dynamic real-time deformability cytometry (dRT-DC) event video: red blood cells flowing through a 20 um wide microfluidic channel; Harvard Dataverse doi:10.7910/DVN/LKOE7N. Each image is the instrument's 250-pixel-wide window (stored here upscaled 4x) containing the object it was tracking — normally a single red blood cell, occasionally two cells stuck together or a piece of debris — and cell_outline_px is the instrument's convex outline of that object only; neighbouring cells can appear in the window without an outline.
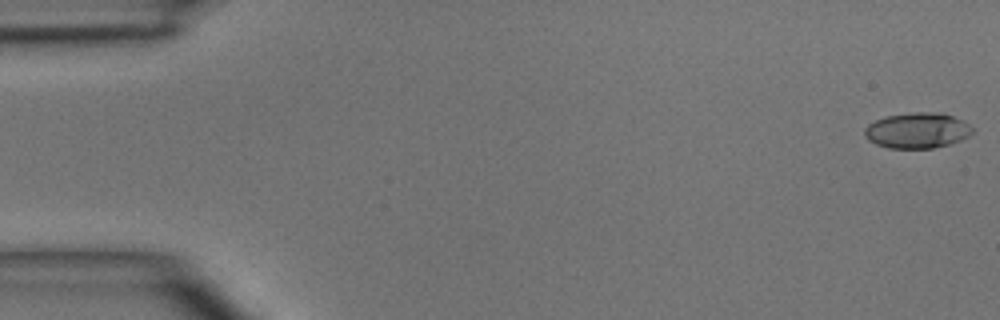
{"species": "common noctule bat (a hibernating species)", "species_latin": "Nyctalus noctula", "temperature_condition": "room temperature", "stored_images_in_passage": 6, "camera_frame_rate_fps": 3000, "um_per_image_px": 0.085, "animal": {"sex": "male", "body_mass_g": 15.6}, "frame": {"image": 1, "passage_image": 1, "time_ms": 0.0, "image_size_px": [1000, 320], "cell_outline_px": [[972, 132], [968, 136], [952, 144], [932, 148], [888, 148], [876, 144], [868, 140], [864, 136], [864, 128], [868, 124], [884, 116], [912, 112], [940, 112], [964, 120], [972, 128]], "centroid_in_image_um": [77.95, 11.08], "position_along_channel_um": 7.1, "area_um2": 22.54}}
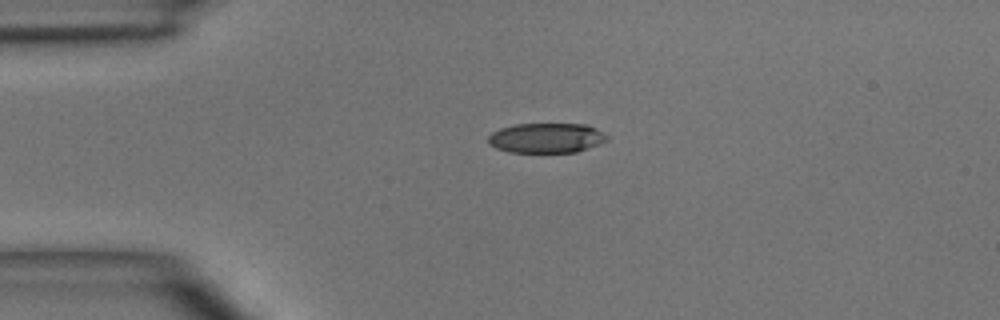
{"frame": {"image": 2, "passage_image": 4, "time_ms": 3.333, "image_size_px": [1000, 320], "cell_outline_px": [[608, 140], [600, 144], [576, 152], [512, 152], [496, 148], [488, 144], [488, 136], [492, 132], [500, 128], [516, 124], [588, 124], [596, 128], [608, 136]], "centroid_in_image_um": [46.45, 11.72], "position_along_channel_um": 38.5, "area_um2": 20.75}}
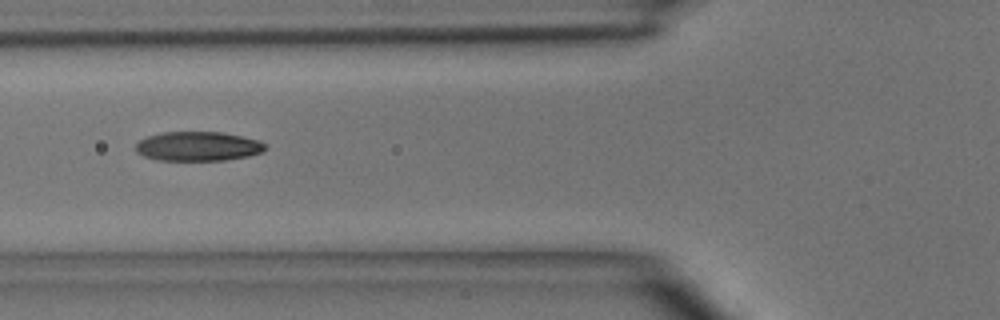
{"frame": {"image": 3, "passage_image": 6, "time_ms": 5.667, "image_size_px": [1000, 320], "cell_outline_px": [[264, 148], [260, 152], [248, 156], [224, 160], [160, 160], [144, 156], [136, 152], [136, 144], [140, 140], [148, 136], [160, 132], [220, 132], [260, 140], [264, 144]], "centroid_in_image_um": [16.79, 12.43], "position_along_channel_um": 109.0, "area_um2": 21.91}}